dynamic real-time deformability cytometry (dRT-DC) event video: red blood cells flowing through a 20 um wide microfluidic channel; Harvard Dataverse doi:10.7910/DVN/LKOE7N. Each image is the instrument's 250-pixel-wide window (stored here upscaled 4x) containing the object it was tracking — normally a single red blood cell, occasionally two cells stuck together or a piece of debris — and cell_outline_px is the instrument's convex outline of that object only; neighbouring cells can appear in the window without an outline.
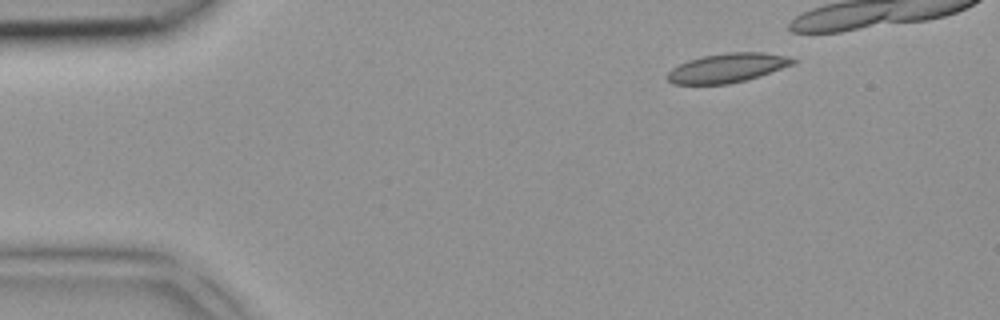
{"species": "common noctule bat (a hibernating species)", "species_latin": "Nyctalus noctula", "temperature_condition": "room temperature", "stored_images_in_passage": 4, "camera_frame_rate_fps": 3000, "um_per_image_px": 0.085, "animal": {"sex": "female", "body_mass_g": 18.4}, "frame": {"image": 1, "passage_image": 4, "time_ms": 1.0, "image_size_px": [1000, 320], "cell_outline_px": [[796, 60], [792, 64], [760, 76], [728, 84], [672, 84], [664, 76], [672, 68], [688, 60], [700, 56], [728, 52], [764, 52], [788, 56]], "centroid_in_image_um": [61.77, 5.76], "position_along_channel_um": 23.2, "area_um2": 21.33}}